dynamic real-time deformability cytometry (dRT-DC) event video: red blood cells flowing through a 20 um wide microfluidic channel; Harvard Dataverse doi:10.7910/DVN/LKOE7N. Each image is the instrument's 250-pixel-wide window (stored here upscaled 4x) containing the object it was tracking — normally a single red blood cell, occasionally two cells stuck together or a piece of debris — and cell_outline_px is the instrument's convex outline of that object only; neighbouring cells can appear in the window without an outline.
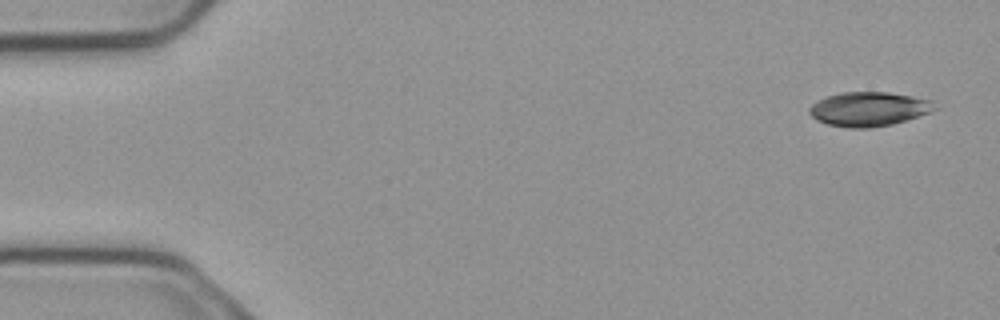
{"species": "common noctule bat (a hibernating species)", "species_latin": "Nyctalus noctula", "temperature_condition": "cold", "stored_images_in_passage": 5, "camera_frame_rate_fps": 3000, "um_per_image_px": 0.085, "animal": {"sex": "male", "body_mass_g": 23.1, "forearm_length_mm": 52.7}, "frame": {"image": 1, "passage_image": 1, "time_ms": 0.0, "image_size_px": [1000, 320], "cell_outline_px": [[936, 108], [928, 112], [892, 124], [872, 128], [848, 128], [828, 124], [816, 120], [808, 112], [808, 108], [812, 104], [828, 96], [844, 92], [888, 92], [912, 96], [932, 100]], "centroid_in_image_um": [73.81, 9.27], "position_along_channel_um": 11.2, "area_um2": 24.74}}
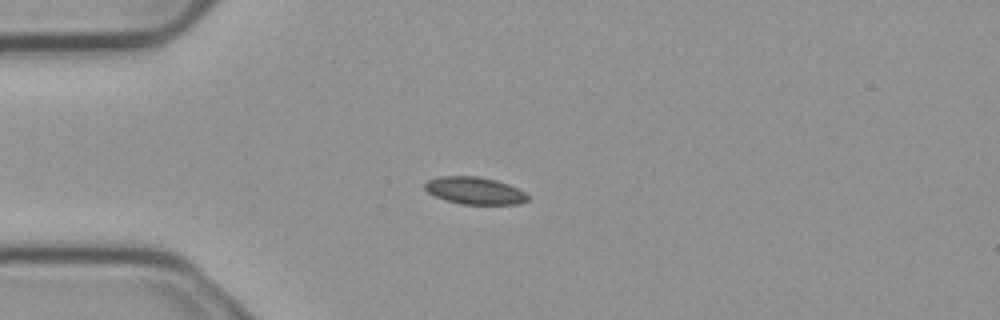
{"frame": {"image": 2, "passage_image": 5, "time_ms": 1.333, "image_size_px": [1000, 320], "cell_outline_px": [[528, 200], [520, 204], [460, 204], [444, 200], [428, 192], [424, 188], [424, 184], [428, 180], [440, 176], [480, 176], [496, 180], [520, 188], [528, 196]], "centroid_in_image_um": [40.36, 16.2], "position_along_channel_um": 44.6, "area_um2": 16.47}}